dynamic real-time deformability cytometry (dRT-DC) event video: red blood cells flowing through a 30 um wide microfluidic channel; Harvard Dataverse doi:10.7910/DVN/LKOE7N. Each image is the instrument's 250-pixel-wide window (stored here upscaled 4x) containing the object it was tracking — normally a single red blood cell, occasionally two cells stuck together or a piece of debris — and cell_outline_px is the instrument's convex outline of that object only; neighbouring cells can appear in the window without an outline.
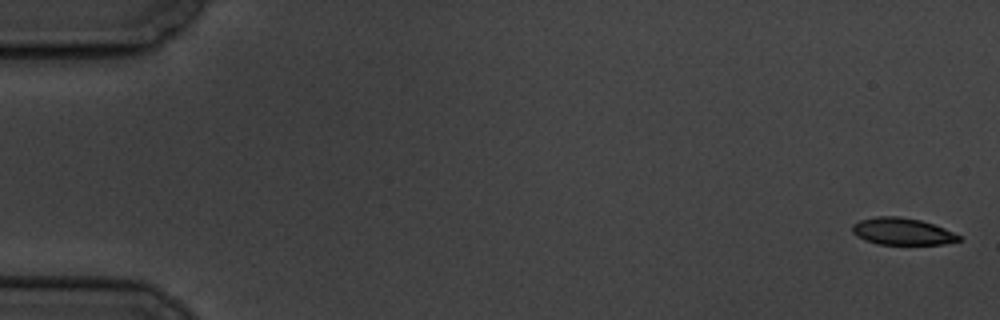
{"species": "common noctule bat (a hibernating species)", "species_latin": "Nyctalus noctula", "temperature_condition": "cold", "stored_images_in_passage": 5, "camera_frame_rate_fps": 3000, "um_per_image_px": 0.085, "animal": {"sex": "male", "body_mass_g": 19.5, "forearm_length_mm": 54.6}, "frame": {"image": 1, "passage_image": 1, "time_ms": 0.0, "image_size_px": [1000, 320], "cell_outline_px": [[960, 240], [944, 244], [876, 244], [864, 240], [856, 236], [852, 232], [852, 224], [860, 220], [876, 216], [900, 216], [920, 220], [944, 228], [960, 236]], "centroid_in_image_um": [76.63, 19.67], "position_along_channel_um": 8.4, "area_um2": 16.7}}
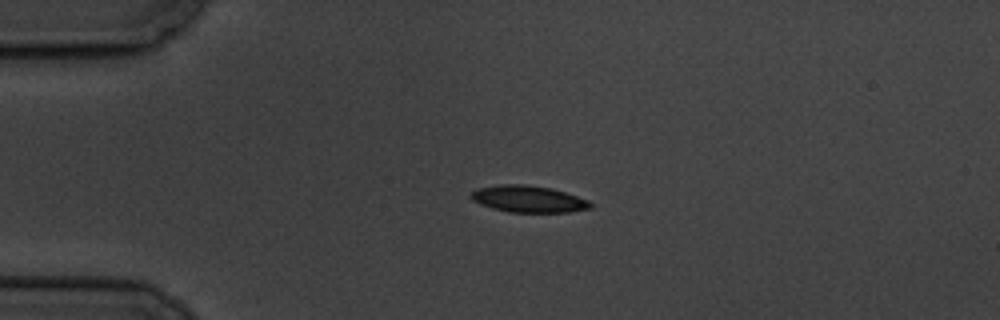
{"frame": {"image": 2, "passage_image": 4, "time_ms": 4.333, "image_size_px": [1000, 320], "cell_outline_px": [[592, 208], [568, 212], [508, 212], [492, 208], [480, 204], [472, 200], [468, 196], [476, 188], [500, 184], [524, 184], [552, 188], [588, 200], [592, 204]], "centroid_in_image_um": [44.87, 16.91], "position_along_channel_um": 40.1, "area_um2": 18.67}}